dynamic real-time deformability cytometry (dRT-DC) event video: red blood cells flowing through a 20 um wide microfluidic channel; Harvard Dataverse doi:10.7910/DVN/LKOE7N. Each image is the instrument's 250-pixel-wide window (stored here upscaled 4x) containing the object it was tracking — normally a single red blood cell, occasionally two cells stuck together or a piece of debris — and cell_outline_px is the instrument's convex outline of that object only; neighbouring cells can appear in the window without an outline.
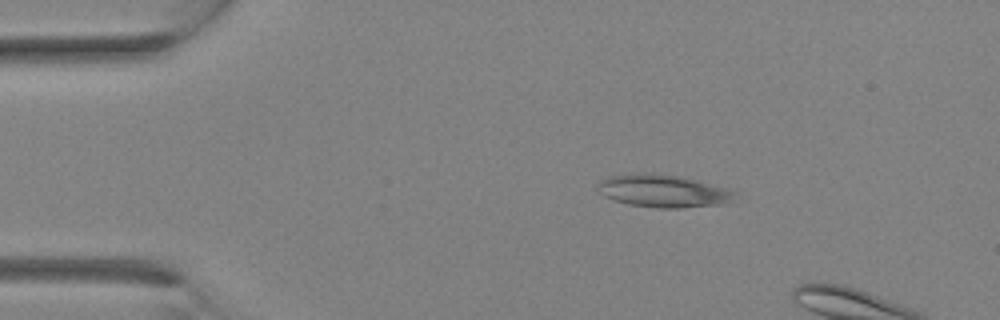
{"species": "Egyptian fruit bat (a non-hibernating species)", "species_latin": "Rousettus aegyptiacus", "temperature_condition": "room temperature", "stored_images_in_passage": 4, "camera_frame_rate_fps": 3000, "um_per_image_px": 0.085, "animal": {"sex": "female"}, "frame": {"image": 1, "passage_image": 2, "time_ms": 1.0, "image_size_px": [1000, 320], "cell_outline_px": [[736, 192], [724, 204], [680, 208], [660, 208], [628, 204], [612, 200], [596, 192], [596, 184], [600, 180], [612, 176], [628, 172], [652, 172], [680, 176], [728, 188]], "centroid_in_image_um": [56.26, 16.21], "position_along_channel_um": 28.7, "area_um2": 26.41}}